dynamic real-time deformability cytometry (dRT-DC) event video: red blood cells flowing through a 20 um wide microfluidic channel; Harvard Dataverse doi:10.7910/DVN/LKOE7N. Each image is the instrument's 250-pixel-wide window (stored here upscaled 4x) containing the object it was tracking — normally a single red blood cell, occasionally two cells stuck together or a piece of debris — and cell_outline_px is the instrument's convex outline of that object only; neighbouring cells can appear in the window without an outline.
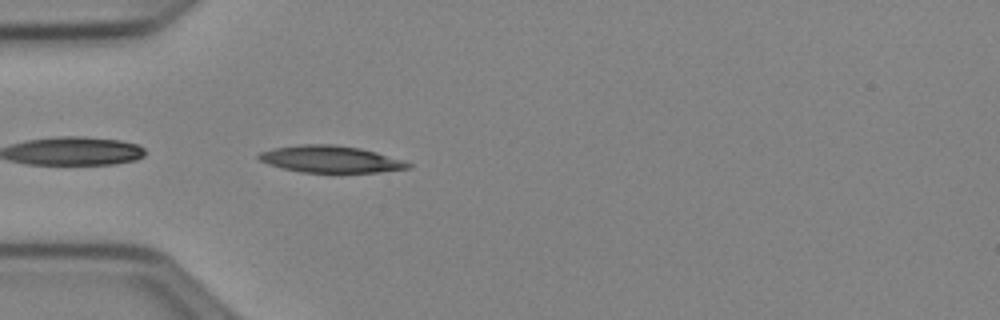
{"species": "Egyptian fruit bat (a non-hibernating species)", "species_latin": "Rousettus aegyptiacus", "temperature_condition": "cold", "stored_images_in_passage": 8, "camera_frame_rate_fps": 3000, "um_per_image_px": 0.085, "animal": {"sex": "female"}, "frame": {"image": 1, "passage_image": 1, "time_ms": 0.0, "image_size_px": [1000, 320], "cell_outline_px": [[412, 168], [380, 172], [300, 172], [268, 164], [260, 160], [256, 156], [260, 152], [272, 148], [304, 144], [332, 144], [360, 148], [376, 152], [404, 160], [412, 164]], "centroid_in_image_um": [28.12, 13.53], "position_along_channel_um": 56.9, "area_um2": 23.35}}
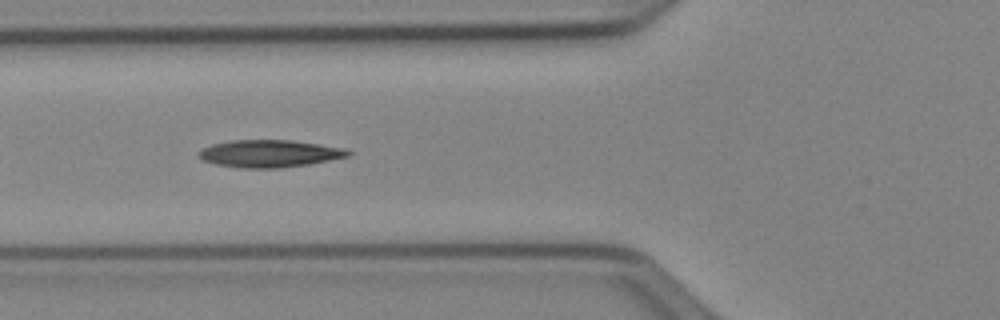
{"frame": {"image": 2, "passage_image": 5, "time_ms": 1.333, "image_size_px": [1000, 320], "cell_outline_px": [[352, 156], [308, 164], [280, 168], [240, 168], [216, 164], [204, 160], [196, 156], [196, 152], [212, 144], [232, 140], [292, 140], [344, 148], [352, 152]], "centroid_in_image_um": [22.91, 13.05], "position_along_channel_um": 102.9, "area_um2": 23.87}}